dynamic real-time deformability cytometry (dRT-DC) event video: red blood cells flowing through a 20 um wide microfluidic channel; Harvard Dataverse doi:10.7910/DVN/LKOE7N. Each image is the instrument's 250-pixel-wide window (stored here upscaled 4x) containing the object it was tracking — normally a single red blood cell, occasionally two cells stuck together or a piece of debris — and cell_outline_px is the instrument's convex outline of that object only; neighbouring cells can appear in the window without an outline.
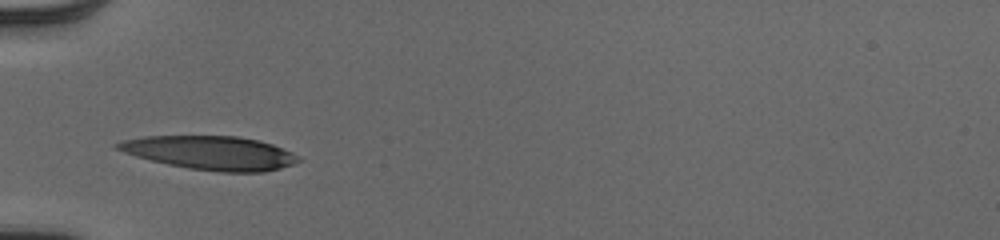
{"species": "human", "species_latin": "Homo sapiens", "temperature_condition": "cold", "stored_images_in_passage": 34, "camera_frame_rate_fps": 3000, "um_per_image_px": 0.085, "donor": {"sex": "male"}, "frame": {"image": 1, "passage_image": 1, "time_ms": 0.0, "image_size_px": [1000, 240], "cell_outline_px": [[300, 160], [292, 164], [280, 168], [264, 172], [220, 172], [188, 168], [168, 164], [136, 156], [124, 152], [116, 148], [112, 144], [124, 140], [144, 136], [236, 136], [256, 140], [272, 144], [292, 152], [300, 156]], "centroid_in_image_um": [17.89, 12.99], "position_along_channel_um": 67.1, "area_um2": 35.32}}
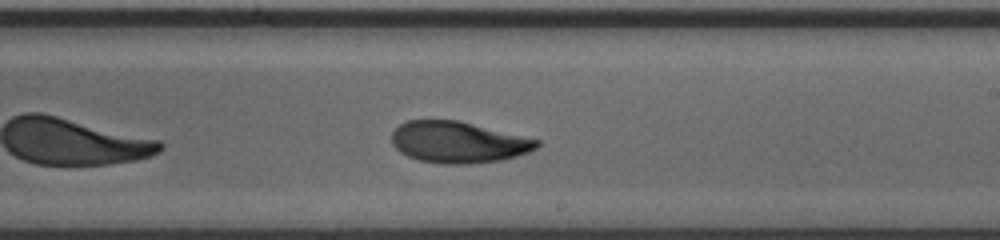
{"frame": {"image": 2, "passage_image": 15, "time_ms": 4.667, "image_size_px": [1000, 240], "cell_outline_px": [[540, 144], [536, 148], [528, 152], [516, 156], [500, 160], [468, 164], [444, 164], [420, 160], [408, 156], [400, 152], [392, 144], [392, 132], [400, 124], [408, 120], [456, 120], [540, 140]], "centroid_in_image_um": [38.93, 12.09], "position_along_channel_um": 250.1, "area_um2": 34.68}}
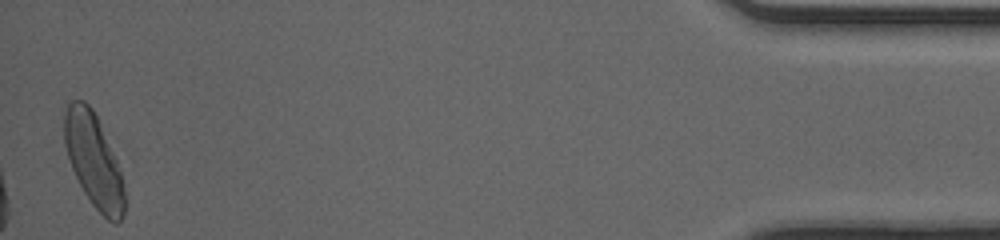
{"frame": {"image": 3, "passage_image": 34, "time_ms": 11.0, "image_size_px": [1000, 240], "cell_outline_px": [[124, 212], [120, 220], [116, 224], [112, 224], [92, 204], [84, 192], [72, 168], [64, 144], [64, 116], [68, 104], [72, 100], [84, 100], [92, 108], [96, 116], [116, 160], [124, 184]], "centroid_in_image_um": [7.95, 13.65], "position_along_channel_um": 427.2, "area_um2": 32.19}, "authors_computed_cell_mechanics": {"area_um2": 34.8534, "velocity_mm_per_s": 4.0177, "shape_relaxation_time_tau1_ms": 3.3832, "shape_relaxation_time_tau2_ms": 2.1748, "deformation_change_tau1": 0.1818, "deformation_change_tau2": 0.0807}}